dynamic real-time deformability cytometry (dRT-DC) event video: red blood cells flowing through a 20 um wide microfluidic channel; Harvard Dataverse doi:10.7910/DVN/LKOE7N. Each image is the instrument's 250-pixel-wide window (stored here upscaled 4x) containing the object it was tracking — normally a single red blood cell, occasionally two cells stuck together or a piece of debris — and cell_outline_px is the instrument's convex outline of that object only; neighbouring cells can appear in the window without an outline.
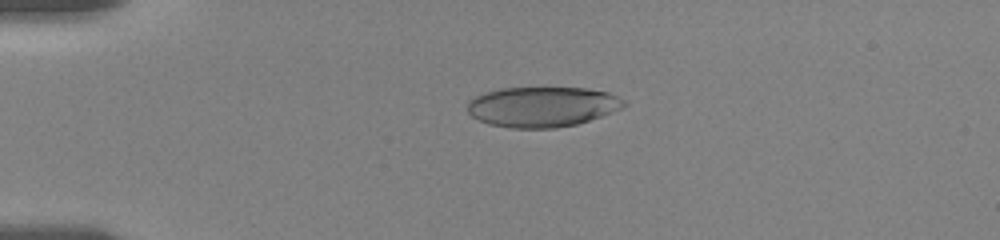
{"species": "human", "species_latin": "Homo sapiens", "temperature_condition": "room temperature", "stored_images_in_passage": 36, "camera_frame_rate_fps": 3000, "um_per_image_px": 0.085, "donor": {"sex": "female"}, "frame": {"image": 1, "passage_image": 10, "time_ms": 4.0, "image_size_px": [1000, 240], "cell_outline_px": [[628, 104], [624, 108], [576, 124], [556, 128], [512, 128], [488, 124], [472, 116], [468, 112], [468, 100], [484, 92], [500, 88], [584, 88], [608, 92], [624, 100]], "centroid_in_image_um": [46.09, 9.07], "position_along_channel_um": 38.9, "area_um2": 36.65}}
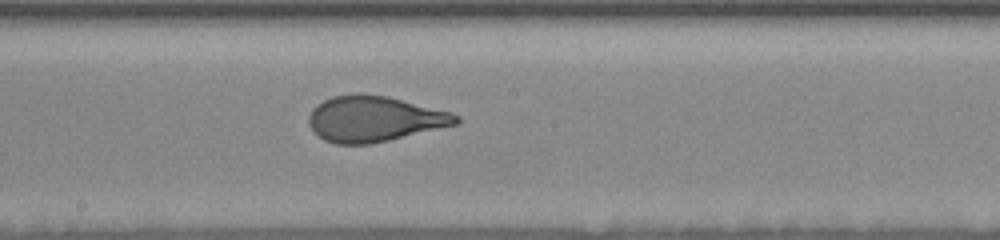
{"frame": {"image": 2, "passage_image": 24, "time_ms": 10.0, "image_size_px": [1000, 240], "cell_outline_px": [[460, 120], [456, 124], [388, 140], [368, 144], [336, 144], [324, 140], [308, 124], [308, 116], [312, 108], [316, 104], [332, 96], [356, 92], [360, 92], [388, 96], [452, 112], [460, 116]], "centroid_in_image_um": [31.79, 10.07], "position_along_channel_um": 216.4, "area_um2": 39.25}}
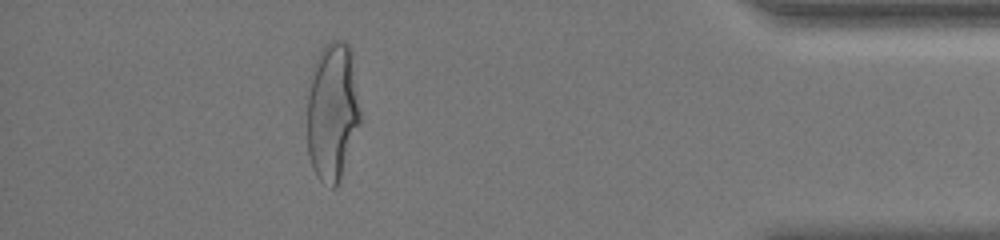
{"frame": {"image": 3, "passage_image": 35, "time_ms": 16.333, "image_size_px": [1000, 240], "cell_outline_px": [[360, 124], [336, 188], [332, 188], [320, 180], [316, 176], [312, 168], [308, 156], [308, 96], [312, 68], [320, 52], [332, 40], [344, 40], [352, 48], [360, 112]], "centroid_in_image_um": [28.26, 9.47], "position_along_channel_um": 406.9, "area_um2": 42.77}, "authors_computed_cell_mechanics": {"area_um2": 38.9572, "velocity_mm_per_s": 3.6277, "shape_relaxation_time_tau1_ms": 3.8349, "shape_relaxation_time_tau2_ms": null, "deformation_change_tau1": 0.1837, "deformation_change_tau2": null}}